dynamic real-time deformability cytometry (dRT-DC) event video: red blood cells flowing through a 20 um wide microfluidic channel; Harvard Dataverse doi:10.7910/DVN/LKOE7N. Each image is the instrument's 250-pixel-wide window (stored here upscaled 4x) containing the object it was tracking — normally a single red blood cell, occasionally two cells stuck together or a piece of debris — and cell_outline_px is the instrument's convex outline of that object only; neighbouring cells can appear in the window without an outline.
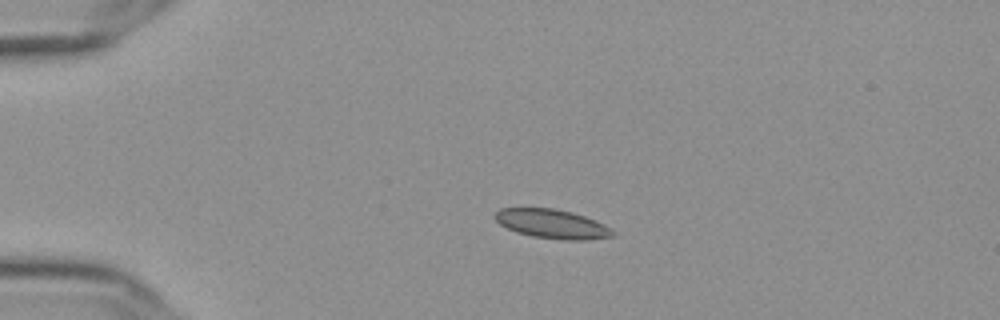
{"species": "Egyptian fruit bat (a non-hibernating species)", "species_latin": "Rousettus aegyptiacus", "temperature_condition": "cold", "stored_images_in_passage": 44, "camera_frame_rate_fps": 3000, "um_per_image_px": 0.085, "frame": {"image": 1, "passage_image": 1, "time_ms": 0.0, "image_size_px": [1000, 320], "cell_outline_px": [[616, 232], [612, 236], [588, 240], [560, 240], [532, 236], [516, 232], [500, 224], [496, 220], [496, 212], [500, 208], [552, 208], [572, 212], [584, 216], [604, 224]], "centroid_in_image_um": [46.95, 19.04], "position_along_channel_um": 38.1, "area_um2": 19.88}}
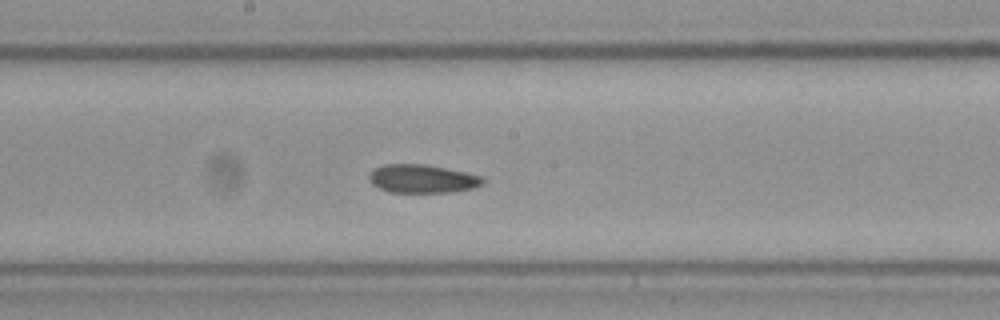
{"frame": {"image": 2, "passage_image": 19, "time_ms": 6.0, "image_size_px": [1000, 320], "cell_outline_px": [[484, 180], [480, 184], [472, 188], [448, 192], [388, 192], [372, 184], [368, 180], [368, 176], [376, 168], [384, 164], [424, 164], [484, 176]], "centroid_in_image_um": [35.86, 15.19], "position_along_channel_um": 212.3, "area_um2": 18.55}}
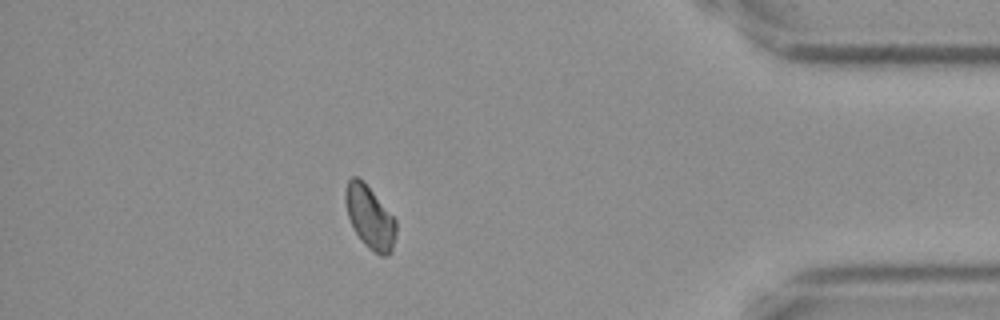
{"frame": {"image": 3, "passage_image": 38, "time_ms": 12.333, "image_size_px": [1000, 320], "cell_outline_px": [[396, 236], [392, 248], [388, 256], [380, 256], [368, 248], [364, 244], [356, 232], [348, 216], [344, 200], [344, 192], [348, 180], [352, 176], [356, 176], [372, 192], [396, 220]], "centroid_in_image_um": [31.43, 18.5], "position_along_channel_um": 403.8, "area_um2": 18.15}, "authors_computed_cell_mechanics": {"area_um2": 19.1029, "velocity_mm_per_s": 3.6094, "shape_relaxation_time_tau1_ms": null, "shape_relaxation_time_tau2_ms": 2.5929, "deformation_change_tau1": null, "deformation_change_tau2": 0.0616}}